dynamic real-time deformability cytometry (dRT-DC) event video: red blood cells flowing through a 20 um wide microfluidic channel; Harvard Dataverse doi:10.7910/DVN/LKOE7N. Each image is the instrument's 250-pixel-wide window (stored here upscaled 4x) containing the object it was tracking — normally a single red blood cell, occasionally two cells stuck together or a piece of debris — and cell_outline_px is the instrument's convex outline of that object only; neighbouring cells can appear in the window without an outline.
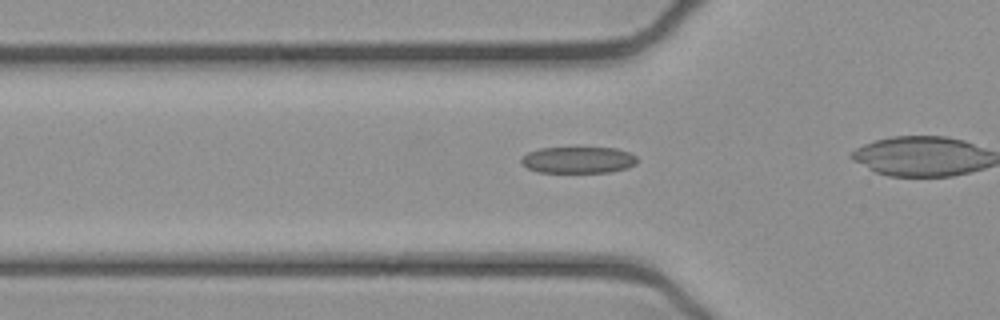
{"species": "common noctule bat (a hibernating species)", "species_latin": "Nyctalus noctula", "temperature_condition": "cold", "stored_images_in_passage": 28, "camera_frame_rate_fps": 3000, "um_per_image_px": 0.085, "animal": {"sex": "female", "body_mass_g": 21.9}, "frame": {"image": 1, "passage_image": 4, "time_ms": 1.0, "image_size_px": [1000, 320], "cell_outline_px": [[636, 164], [628, 168], [612, 172], [536, 172], [520, 164], [520, 160], [528, 152], [540, 148], [616, 148], [628, 152], [636, 156]], "centroid_in_image_um": [49.14, 13.6], "position_along_channel_um": 76.7, "area_um2": 17.92}}
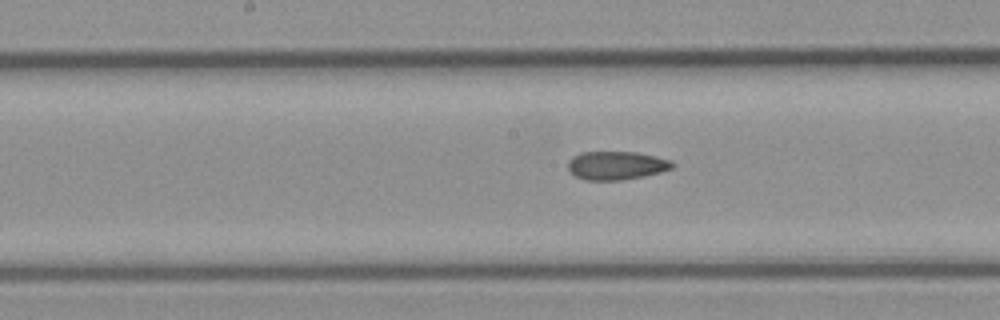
{"frame": {"image": 2, "passage_image": 13, "time_ms": 4.0, "image_size_px": [1000, 320], "cell_outline_px": [[676, 164], [672, 168], [660, 172], [644, 176], [620, 180], [584, 180], [576, 176], [568, 168], [568, 160], [572, 156], [580, 152], [636, 152], [656, 156], [672, 160]], "centroid_in_image_um": [52.4, 14.05], "position_along_channel_um": 195.8, "area_um2": 17.4}}
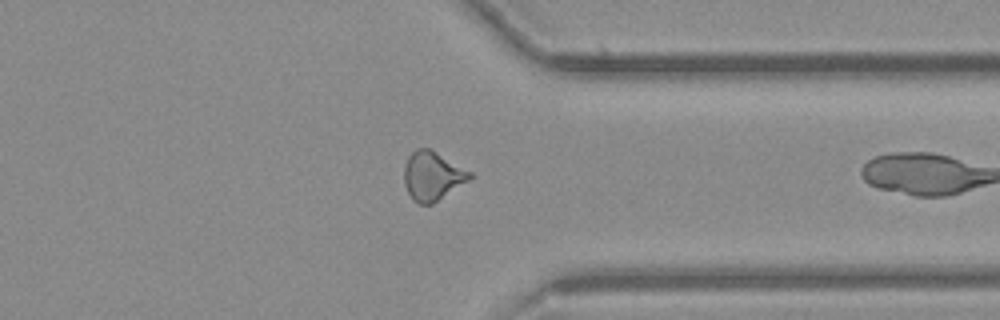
{"frame": {"image": 3, "passage_image": 27, "time_ms": 8.667, "image_size_px": [1000, 320], "cell_outline_px": [[472, 176], [468, 180], [432, 204], [420, 204], [412, 200], [404, 184], [404, 168], [408, 156], [416, 148], [432, 148], [472, 172]], "centroid_in_image_um": [36.74, 14.92], "position_along_channel_um": 374.7, "area_um2": 18.73}}